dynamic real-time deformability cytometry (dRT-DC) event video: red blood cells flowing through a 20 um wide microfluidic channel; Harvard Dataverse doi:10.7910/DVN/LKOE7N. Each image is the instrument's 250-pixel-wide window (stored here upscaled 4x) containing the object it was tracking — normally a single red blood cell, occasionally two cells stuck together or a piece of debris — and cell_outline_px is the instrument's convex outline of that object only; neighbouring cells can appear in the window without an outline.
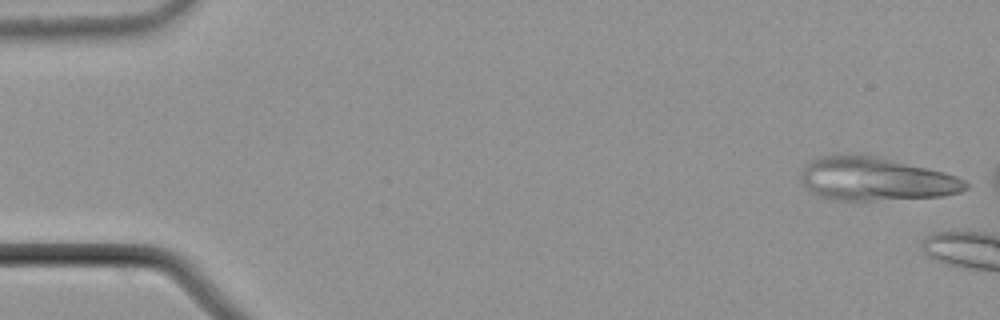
{"species": "common noctule bat (a hibernating species)", "species_latin": "Nyctalus noctula", "temperature_condition": "cold", "stored_images_in_passage": 6, "camera_frame_rate_fps": 3000, "um_per_image_px": 0.085, "animal": {"sex": "male", "body_mass_g": 21.5, "forearm_length_mm": 52.0}, "frame": {"image": 1, "passage_image": 1, "time_ms": 0.0, "image_size_px": [1000, 320], "cell_outline_px": [[968, 188], [960, 192], [944, 196], [872, 200], [836, 200], [820, 196], [812, 192], [800, 180], [800, 172], [808, 160], [824, 156], [876, 156], [944, 172], [956, 176], [964, 180], [968, 184]], "centroid_in_image_um": [74.43, 15.23], "position_along_channel_um": 10.6, "area_um2": 40.98}}